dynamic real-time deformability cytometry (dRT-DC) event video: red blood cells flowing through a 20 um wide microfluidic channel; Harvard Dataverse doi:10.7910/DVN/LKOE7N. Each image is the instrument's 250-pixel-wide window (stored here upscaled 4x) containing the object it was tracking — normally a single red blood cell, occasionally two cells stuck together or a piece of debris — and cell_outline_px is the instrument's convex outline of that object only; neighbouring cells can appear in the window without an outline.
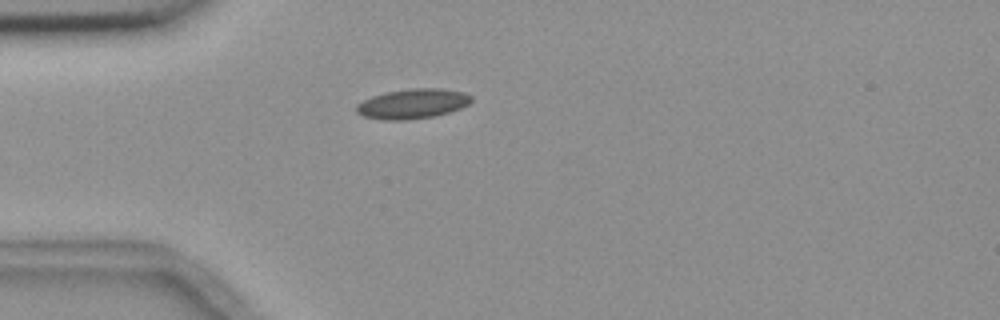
{"species": "common noctule bat (a hibernating species)", "species_latin": "Nyctalus noctula", "temperature_condition": "room temperature", "stored_images_in_passage": 6, "camera_frame_rate_fps": 3000, "um_per_image_px": 0.085, "animal": {"sex": "female", "body_mass_g": 18.4}, "frame": {"image": 1, "passage_image": 5, "time_ms": 5.0, "image_size_px": [1000, 320], "cell_outline_px": [[472, 100], [468, 104], [460, 108], [448, 112], [432, 116], [408, 120], [380, 120], [364, 116], [356, 112], [356, 104], [372, 96], [384, 92], [408, 88], [440, 88], [464, 92], [472, 96]], "centroid_in_image_um": [35.05, 8.81], "position_along_channel_um": 50.0, "area_um2": 20.06}}